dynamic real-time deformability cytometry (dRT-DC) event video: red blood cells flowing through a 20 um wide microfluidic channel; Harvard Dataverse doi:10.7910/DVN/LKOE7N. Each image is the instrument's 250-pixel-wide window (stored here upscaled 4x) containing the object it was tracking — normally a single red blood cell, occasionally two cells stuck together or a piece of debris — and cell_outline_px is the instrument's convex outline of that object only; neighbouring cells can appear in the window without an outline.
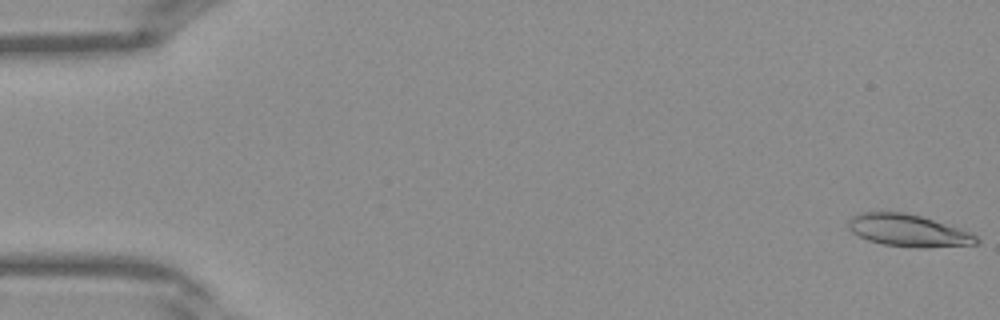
{"species": "Egyptian fruit bat (a non-hibernating species)", "species_latin": "Rousettus aegyptiacus", "temperature_condition": "warm", "stored_images_in_passage": 42, "camera_frame_rate_fps": 3000, "um_per_image_px": 0.085, "frame": {"image": 1, "passage_image": 1, "time_ms": 0.0, "image_size_px": [1000, 320], "cell_outline_px": [[980, 244], [928, 248], [920, 248], [884, 244], [868, 240], [852, 232], [848, 228], [848, 220], [852, 216], [860, 212], [904, 212], [920, 216], [960, 228], [972, 232], [980, 240]], "centroid_in_image_um": [77.24, 19.6], "position_along_channel_um": 7.8, "area_um2": 24.1}}
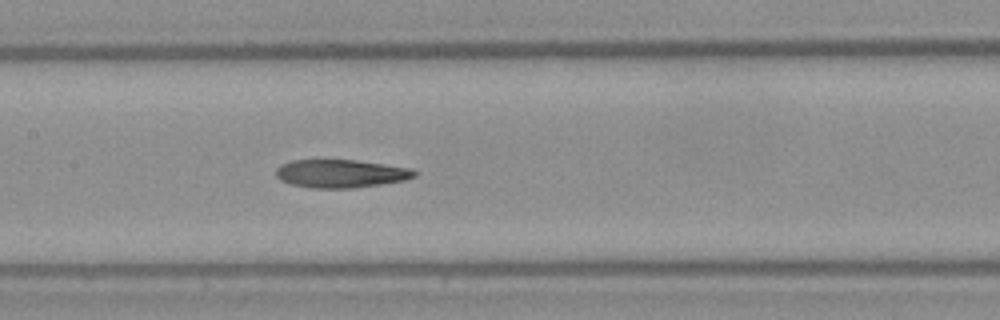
{"frame": {"image": 2, "passage_image": 20, "time_ms": 6.333, "image_size_px": [1000, 320], "cell_outline_px": [[416, 176], [404, 180], [380, 184], [352, 188], [312, 188], [292, 184], [280, 180], [276, 176], [276, 168], [280, 164], [292, 160], [356, 160], [384, 164], [408, 168], [416, 172]], "centroid_in_image_um": [28.92, 14.75], "position_along_channel_um": 178.5, "area_um2": 22.54}}
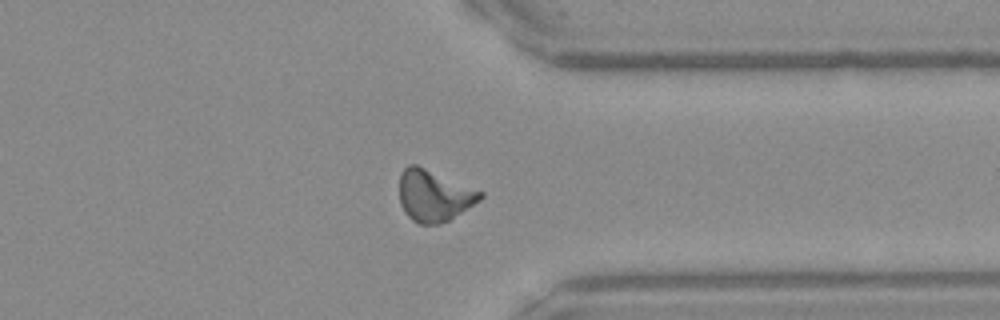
{"frame": {"image": 3, "passage_image": 32, "time_ms": 10.333, "image_size_px": [1000, 320], "cell_outline_px": [[484, 196], [480, 200], [448, 220], [440, 224], [420, 224], [412, 220], [404, 212], [400, 204], [400, 172], [408, 164], [416, 164], [484, 192]], "centroid_in_image_um": [36.87, 16.62], "position_along_channel_um": 374.5, "area_um2": 24.16}}